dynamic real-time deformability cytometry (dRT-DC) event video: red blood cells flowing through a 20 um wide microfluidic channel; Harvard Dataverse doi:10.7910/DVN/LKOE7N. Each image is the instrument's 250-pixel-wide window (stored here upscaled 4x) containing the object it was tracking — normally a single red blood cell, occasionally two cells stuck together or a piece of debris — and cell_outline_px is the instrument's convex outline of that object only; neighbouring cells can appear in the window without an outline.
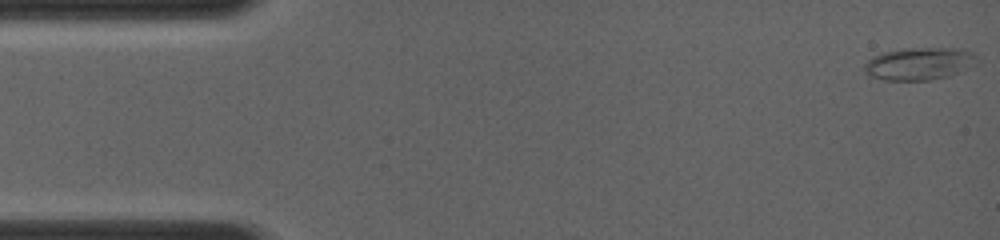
{"species": "common noctule bat (a hibernating species)", "species_latin": "Nyctalus noctula", "temperature_condition": "room temperature", "stored_images_in_passage": 15, "camera_frame_rate_fps": 4000, "um_per_image_px": 0.085, "animal": {"sex": "female", "body_mass_g": 19.0, "forearm_length_mm": 56.7}, "frame": {"image": 1, "passage_image": 1, "time_ms": 0.0, "image_size_px": [1000, 240], "cell_outline_px": [[972, 60], [960, 72], [948, 76], [928, 80], [884, 80], [872, 76], [864, 68], [864, 64], [872, 56], [884, 52], [904, 48], [964, 48], [972, 52]], "centroid_in_image_um": [78.05, 5.4], "position_along_channel_um": 7.0, "area_um2": 20.69}}
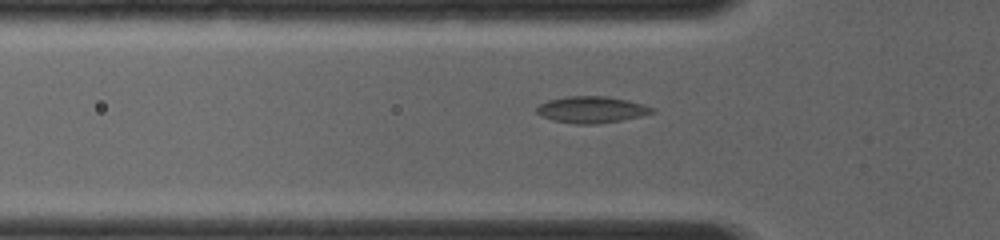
{"frame": {"image": 2, "passage_image": 12, "time_ms": 4.25, "image_size_px": [1000, 240], "cell_outline_px": [[656, 112], [640, 116], [620, 120], [592, 124], [576, 124], [552, 120], [540, 116], [536, 112], [536, 108], [540, 104], [548, 100], [568, 96], [608, 96], [628, 100], [644, 104], [656, 108]], "centroid_in_image_um": [50.29, 9.31], "position_along_channel_um": 75.5, "area_um2": 17.92}}
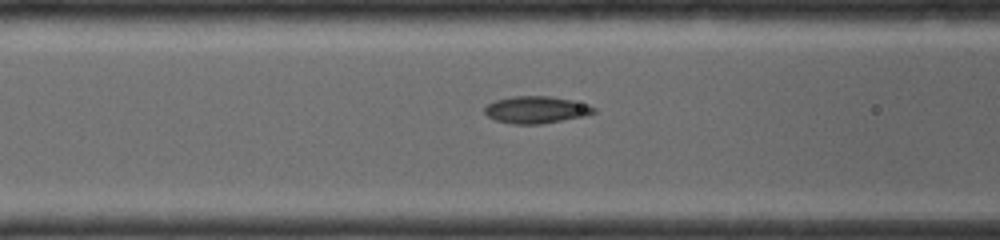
{"frame": {"image": 3, "passage_image": 15, "time_ms": 5.25, "image_size_px": [1000, 240], "cell_outline_px": [[596, 112], [584, 116], [540, 124], [512, 124], [496, 120], [488, 116], [484, 112], [484, 108], [488, 104], [496, 100], [512, 96], [552, 96], [572, 100], [588, 104], [596, 108]], "centroid_in_image_um": [45.58, 9.32], "position_along_channel_um": 121.0, "area_um2": 17.22}}